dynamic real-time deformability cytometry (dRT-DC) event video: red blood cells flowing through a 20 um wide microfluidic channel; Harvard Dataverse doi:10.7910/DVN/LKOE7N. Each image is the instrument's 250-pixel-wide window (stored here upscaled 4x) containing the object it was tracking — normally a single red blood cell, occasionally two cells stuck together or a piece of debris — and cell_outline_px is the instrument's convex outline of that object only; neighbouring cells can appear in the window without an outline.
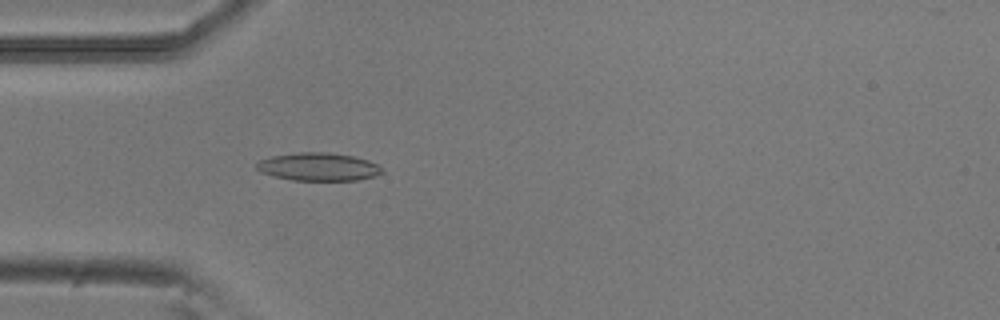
{"species": "common noctule bat (a hibernating species)", "species_latin": "Nyctalus noctula", "temperature_condition": "room temperature", "stored_images_in_passage": 2, "camera_frame_rate_fps": 3000, "um_per_image_px": 0.085, "animal": {"sex": "male", "body_mass_g": 20.5, "forearm_length_mm": 52.5}, "frame": {"image": 1, "passage_image": 2, "time_ms": 0.333, "image_size_px": [1000, 320], "cell_outline_px": [[384, 172], [376, 176], [360, 180], [292, 180], [272, 176], [260, 172], [256, 168], [256, 164], [260, 160], [272, 156], [300, 152], [328, 152], [352, 156], [368, 160], [384, 168]], "centroid_in_image_um": [27.08, 14.18], "position_along_channel_um": 57.9, "area_um2": 20.58}}